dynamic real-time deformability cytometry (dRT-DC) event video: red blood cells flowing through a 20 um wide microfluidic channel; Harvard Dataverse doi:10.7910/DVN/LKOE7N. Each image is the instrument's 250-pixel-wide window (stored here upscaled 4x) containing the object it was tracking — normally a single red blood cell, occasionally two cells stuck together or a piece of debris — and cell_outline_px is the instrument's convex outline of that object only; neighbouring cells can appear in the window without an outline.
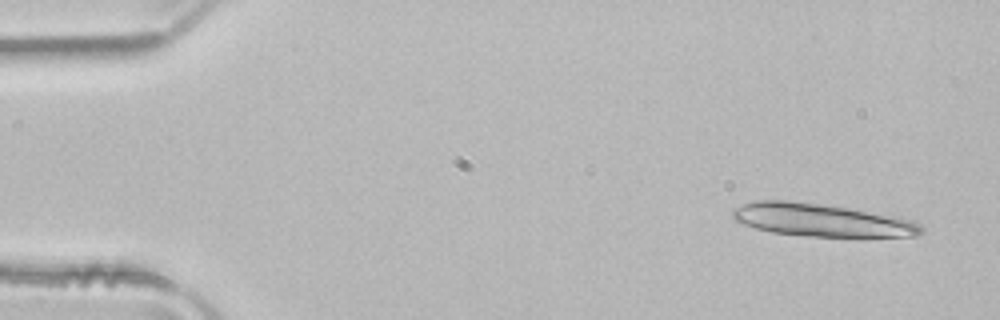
{"species": "common noctule bat (a hibernating species)", "species_latin": "Nyctalus noctula", "temperature_condition": "room temperature", "stored_images_in_passage": 14, "camera_frame_rate_fps": 3000, "um_per_image_px": 0.085, "animal": {"sex": "male", "body_mass_g": 21.5, "forearm_length_mm": 52.0}, "frame": {"image": 1, "passage_image": 3, "time_ms": 0.667, "image_size_px": [1000, 320], "cell_outline_px": [[924, 232], [916, 236], [808, 236], [772, 232], [756, 228], [732, 220], [732, 208], [752, 200], [788, 200], [820, 204], [848, 208], [900, 216], [916, 220], [924, 228]], "centroid_in_image_um": [69.84, 18.69], "position_along_channel_um": 15.2, "area_um2": 36.3}}